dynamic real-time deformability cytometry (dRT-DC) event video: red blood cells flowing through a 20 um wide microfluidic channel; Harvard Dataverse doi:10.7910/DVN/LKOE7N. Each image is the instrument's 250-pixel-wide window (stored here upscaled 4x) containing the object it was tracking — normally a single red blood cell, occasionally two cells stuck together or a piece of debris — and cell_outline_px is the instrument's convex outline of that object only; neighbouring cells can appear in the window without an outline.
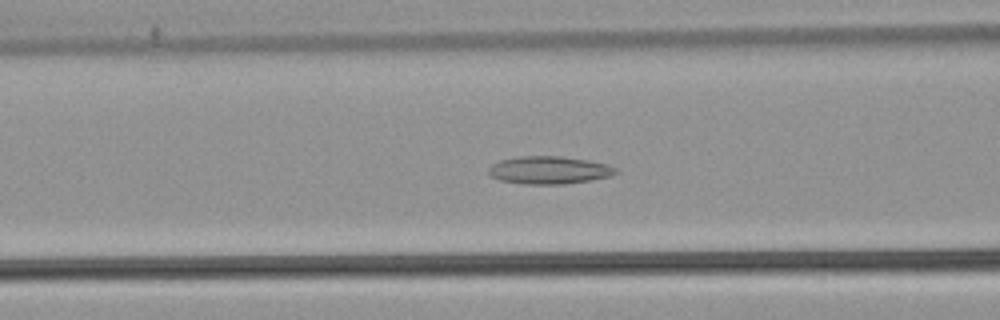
{"species": "common noctule bat (a hibernating species)", "species_latin": "Nyctalus noctula", "temperature_condition": "warm", "stored_images_in_passage": 54, "camera_frame_rate_fps": 3000, "um_per_image_px": 0.085, "animal": {"sex": "male", "body_mass_g": 21.5, "forearm_length_mm": 52.0}, "frame": {"image": 1, "passage_image": 22, "time_ms": 7.0, "image_size_px": [1000, 320], "cell_outline_px": [[620, 172], [612, 176], [592, 180], [564, 184], [524, 184], [500, 180], [492, 176], [488, 172], [488, 168], [492, 164], [500, 160], [520, 156], [560, 156], [588, 160], [608, 164], [616, 168]], "centroid_in_image_um": [46.71, 14.46], "position_along_channel_um": 119.9, "area_um2": 20.69}}
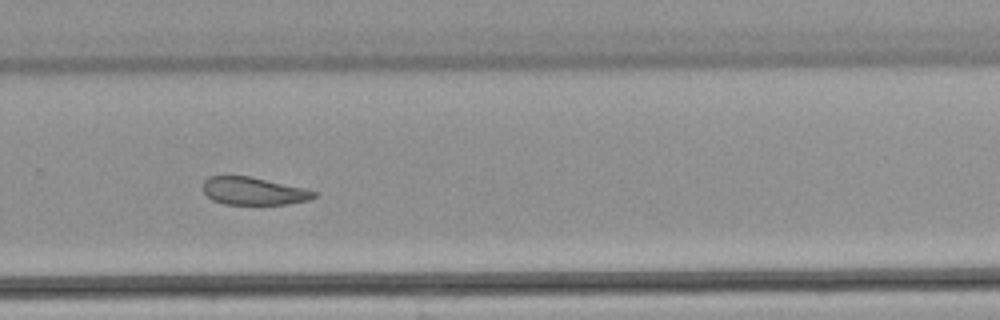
{"frame": {"image": 2, "passage_image": 37, "time_ms": 12.0, "image_size_px": [1000, 320], "cell_outline_px": [[316, 196], [308, 200], [288, 204], [224, 204], [212, 200], [204, 192], [204, 180], [208, 176], [248, 176], [304, 188], [316, 192]], "centroid_in_image_um": [21.54, 16.24], "position_along_channel_um": 308.3, "area_um2": 17.69}}
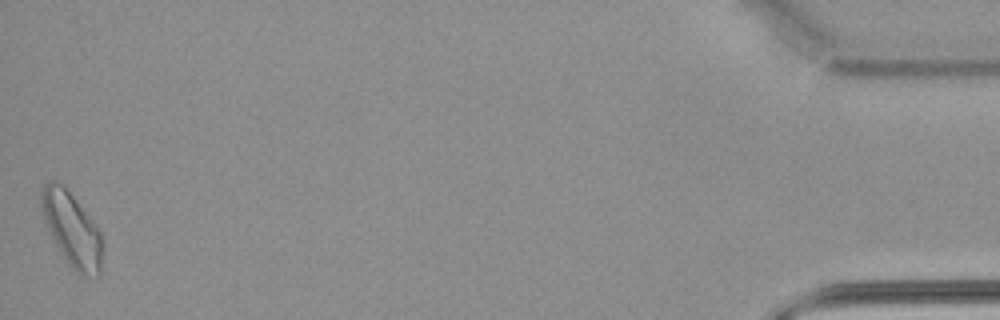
{"frame": {"image": 3, "passage_image": 54, "time_ms": 17.667, "image_size_px": [1000, 320], "cell_outline_px": [[104, 248], [100, 276], [88, 280], [80, 276], [68, 264], [52, 236], [44, 216], [40, 204], [40, 192], [44, 184], [52, 180], [60, 180], [64, 184], [100, 232], [104, 244]], "centroid_in_image_um": [6.15, 19.55], "position_along_channel_um": 429.0, "area_um2": 26.59}, "authors_computed_cell_mechanics": {"area_um2": 21.0103, "velocity_mm_per_s": 3.7769, "shape_relaxation_time_tau1_ms": null, "shape_relaxation_time_tau2_ms": 7.8719, "deformation_change_tau1": null, "deformation_change_tau2": 0.1674}}